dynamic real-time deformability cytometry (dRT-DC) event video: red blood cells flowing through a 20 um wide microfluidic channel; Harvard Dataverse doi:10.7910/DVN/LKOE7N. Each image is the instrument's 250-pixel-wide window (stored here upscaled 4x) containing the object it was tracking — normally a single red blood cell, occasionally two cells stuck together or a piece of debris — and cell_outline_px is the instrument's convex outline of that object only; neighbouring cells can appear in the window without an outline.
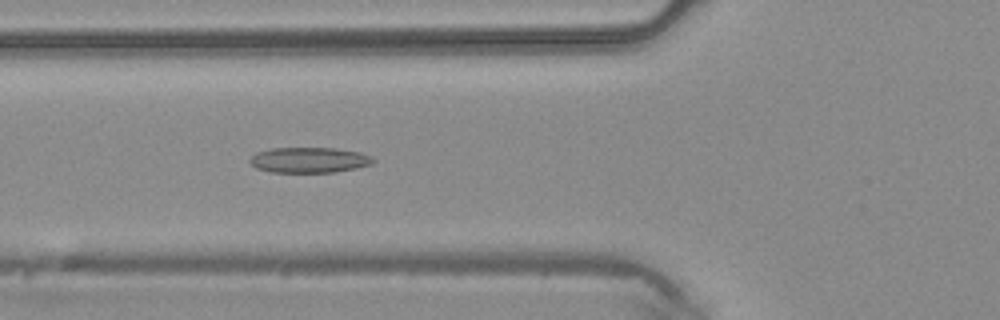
{"species": "common noctule bat (a hibernating species)", "species_latin": "Nyctalus noctula", "temperature_condition": "warm", "stored_images_in_passage": 36, "camera_frame_rate_fps": 3000, "um_per_image_px": 0.085, "animal": {"sex": "male", "body_mass_g": 20.4}, "frame": {"image": 1, "passage_image": 8, "time_ms": 2.333, "image_size_px": [1000, 320], "cell_outline_px": [[376, 160], [372, 164], [356, 168], [336, 172], [272, 172], [256, 168], [248, 160], [256, 152], [272, 148], [336, 148], [360, 152], [372, 156]], "centroid_in_image_um": [26.31, 13.6], "position_along_channel_um": 99.5, "area_um2": 18.38}}
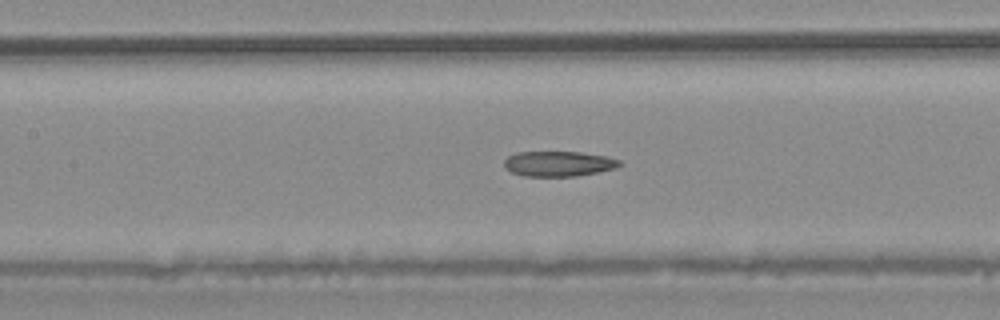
{"frame": {"image": 2, "passage_image": 12, "time_ms": 3.667, "image_size_px": [1000, 320], "cell_outline_px": [[620, 164], [616, 168], [576, 176], [524, 176], [512, 172], [504, 164], [504, 160], [508, 156], [516, 152], [580, 152], [608, 156], [620, 160]], "centroid_in_image_um": [47.48, 13.91], "position_along_channel_um": 159.9, "area_um2": 16.82}}
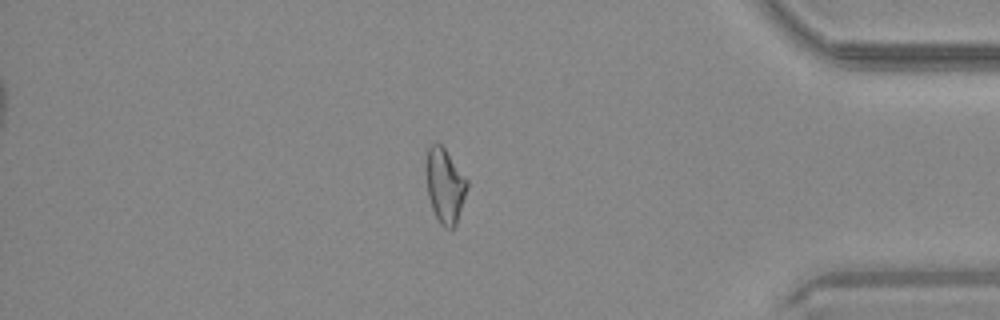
{"frame": {"image": 3, "passage_image": 30, "time_ms": 9.667, "image_size_px": [1000, 320], "cell_outline_px": [[468, 184], [456, 224], [452, 228], [444, 228], [440, 224], [432, 208], [428, 196], [428, 148], [432, 144], [440, 144], [444, 148], [468, 180]], "centroid_in_image_um": [37.84, 15.81], "position_along_channel_um": 397.4, "area_um2": 17.05}}